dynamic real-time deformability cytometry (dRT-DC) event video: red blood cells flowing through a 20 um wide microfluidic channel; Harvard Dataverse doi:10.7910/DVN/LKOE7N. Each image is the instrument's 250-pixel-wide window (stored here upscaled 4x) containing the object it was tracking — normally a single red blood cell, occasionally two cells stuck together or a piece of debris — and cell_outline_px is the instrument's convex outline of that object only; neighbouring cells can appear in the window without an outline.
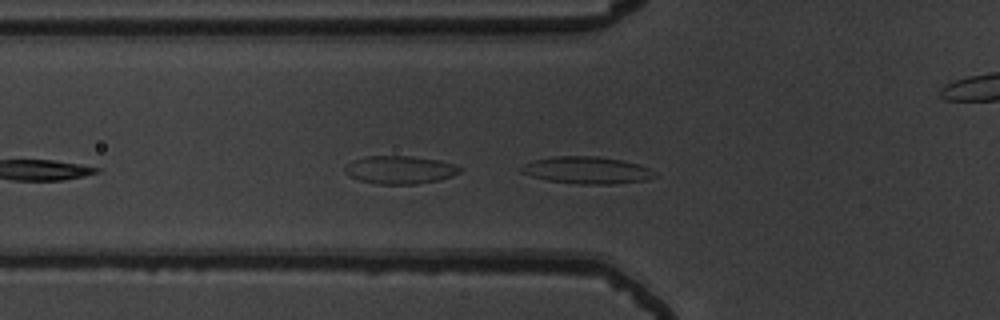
{"species": "common noctule bat (a hibernating species)", "species_latin": "Nyctalus noctula", "temperature_condition": "warm", "stored_images_in_passage": 33, "camera_frame_rate_fps": 3000, "um_per_image_px": 0.085, "animal": {"sex": "male", "body_mass_g": 19.5, "forearm_length_mm": 54.6}, "frame": {"image": 1, "passage_image": 6, "time_ms": 1.667, "image_size_px": [1000, 320], "cell_outline_px": [[656, 176], [648, 180], [616, 184], [580, 184], [548, 180], [532, 176], [520, 172], [520, 168], [524, 164], [532, 160], [552, 156], [600, 156], [624, 160], [640, 164], [656, 172]], "centroid_in_image_um": [49.92, 14.46], "position_along_channel_um": 75.9, "area_um2": 21.33}}
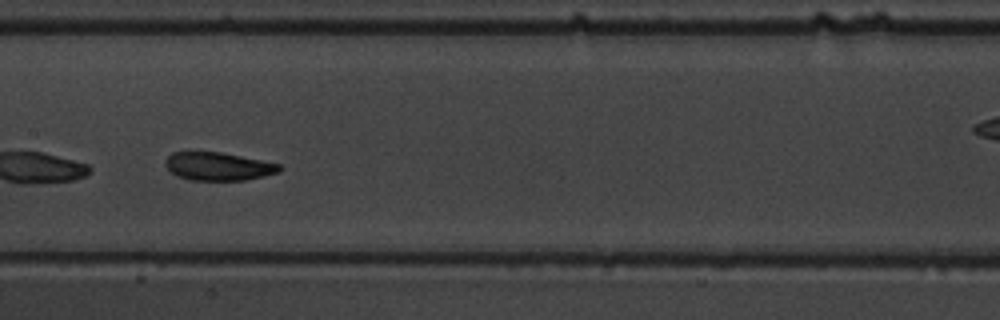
{"frame": {"image": 2, "passage_image": 15, "time_ms": 4.667, "image_size_px": [1000, 320], "cell_outline_px": [[284, 168], [280, 172], [248, 180], [188, 180], [176, 176], [164, 164], [164, 160], [172, 152], [220, 152], [280, 164]], "centroid_in_image_um": [18.56, 14.15], "position_along_channel_um": 188.8, "area_um2": 18.79}}
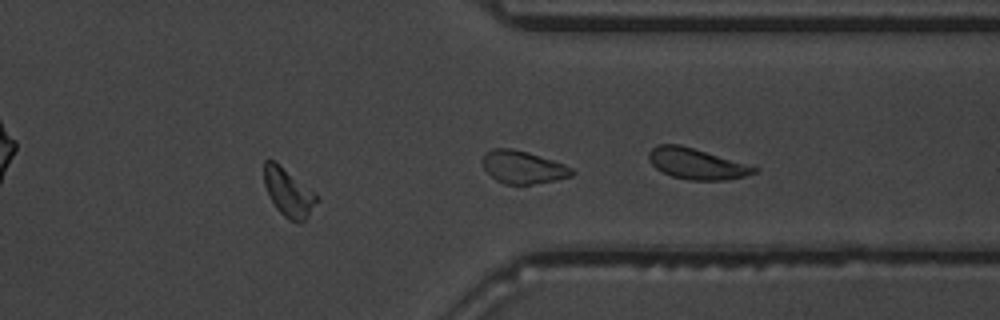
{"frame": {"image": 3, "passage_image": 28, "time_ms": 9.0, "image_size_px": [1000, 320], "cell_outline_px": [[320, 200], [304, 220], [300, 224], [296, 224], [288, 220], [276, 208], [264, 184], [264, 160], [272, 160], [316, 192], [320, 196]], "centroid_in_image_um": [24.57, 16.41], "position_along_channel_um": 386.8, "area_um2": 14.74}, "authors_computed_cell_mechanics": {"area_um2": 18.785, "velocity_mm_per_s": 3.7625, "shape_relaxation_time_tau1_ms": null, "shape_relaxation_time_tau2_ms": 1.0266, "deformation_change_tau1": null, "deformation_change_tau2": 0.0669}}